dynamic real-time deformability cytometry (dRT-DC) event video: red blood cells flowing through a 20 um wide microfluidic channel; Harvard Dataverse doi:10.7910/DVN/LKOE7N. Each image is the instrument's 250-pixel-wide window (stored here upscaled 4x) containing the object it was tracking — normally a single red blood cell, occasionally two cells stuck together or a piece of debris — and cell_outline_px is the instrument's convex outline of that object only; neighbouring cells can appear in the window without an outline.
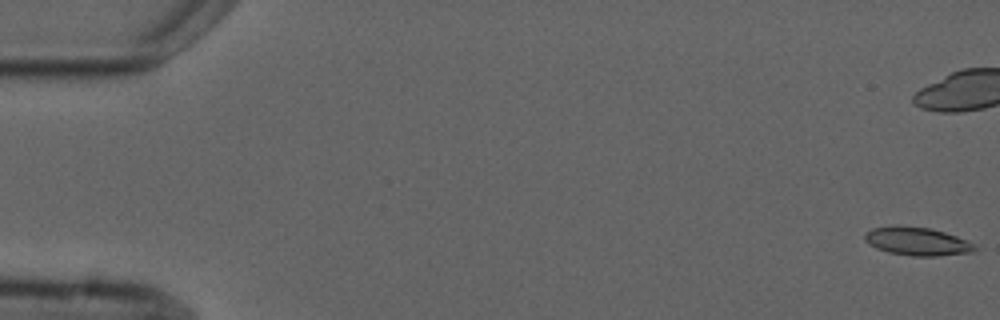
{"species": "common noctule bat (a hibernating species)", "species_latin": "Nyctalus noctula", "temperature_condition": "cold", "stored_images_in_passage": 5, "camera_frame_rate_fps": 3000, "um_per_image_px": 0.085, "animal": {"sex": "male", "forearm_length_mm": 52.5}, "frame": {"image": 1, "passage_image": 1, "time_ms": 0.0, "image_size_px": [1000, 320], "cell_outline_px": [[976, 252], [936, 256], [912, 256], [888, 252], [876, 248], [868, 244], [864, 240], [864, 236], [872, 228], [928, 228], [944, 232], [968, 240], [976, 244]], "centroid_in_image_um": [78.04, 20.57], "position_along_channel_um": 7.0, "area_um2": 17.57}}